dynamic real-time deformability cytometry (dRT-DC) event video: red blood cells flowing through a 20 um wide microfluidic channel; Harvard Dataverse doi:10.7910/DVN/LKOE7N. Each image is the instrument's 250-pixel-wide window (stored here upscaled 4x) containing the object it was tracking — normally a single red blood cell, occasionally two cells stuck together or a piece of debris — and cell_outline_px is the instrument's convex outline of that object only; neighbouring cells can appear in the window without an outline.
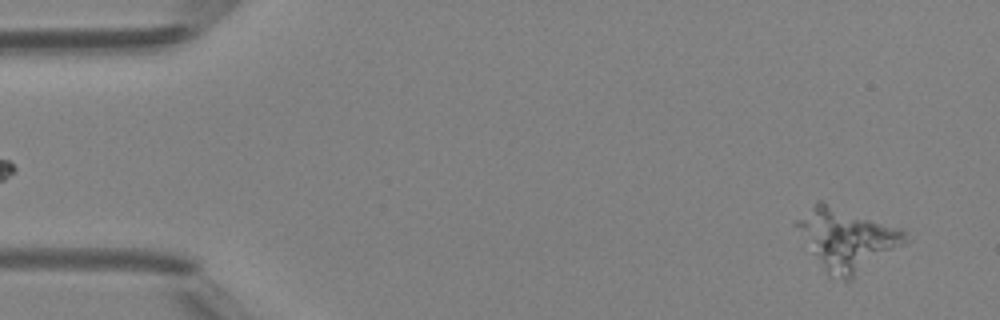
{"species": "Egyptian fruit bat (a non-hibernating species)", "species_latin": "Rousettus aegyptiacus", "temperature_condition": "room temperature", "stored_images_in_passage": 9, "camera_frame_rate_fps": 3000, "um_per_image_px": 0.085, "animal": {"sex": "female"}, "frame": {"image": 1, "passage_image": 3, "time_ms": 0.667, "image_size_px": [1000, 320], "cell_outline_px": [[908, 240], [904, 244], [848, 280], [844, 280], [828, 276], [792, 224], [796, 220], [820, 200], [900, 228], [904, 232]], "centroid_in_image_um": [71.94, 20.33], "position_along_channel_um": 13.1, "area_um2": 38.26}}